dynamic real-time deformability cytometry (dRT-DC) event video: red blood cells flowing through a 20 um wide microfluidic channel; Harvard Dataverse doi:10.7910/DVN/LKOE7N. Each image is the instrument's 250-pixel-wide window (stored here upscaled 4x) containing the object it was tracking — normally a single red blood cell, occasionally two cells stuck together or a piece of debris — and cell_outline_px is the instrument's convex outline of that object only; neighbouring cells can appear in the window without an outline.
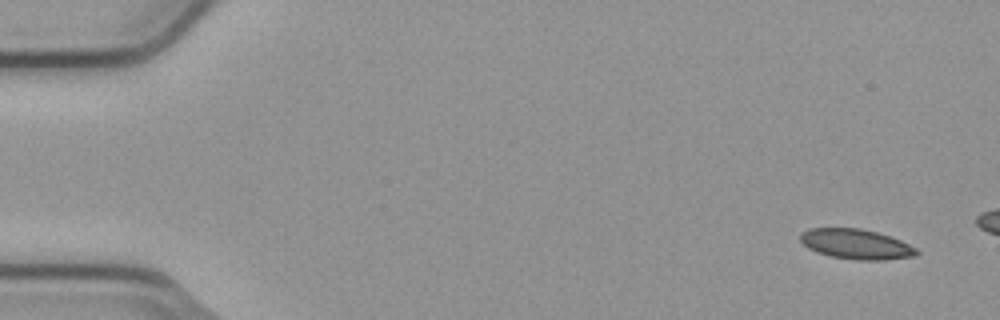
{"species": "common noctule bat (a hibernating species)", "species_latin": "Nyctalus noctula", "temperature_condition": "cold", "stored_images_in_passage": 4, "camera_frame_rate_fps": 3000, "um_per_image_px": 0.085, "animal": {"sex": "male", "body_mass_g": 23.1, "forearm_length_mm": 52.7}, "frame": {"image": 1, "passage_image": 1, "time_ms": 0.0, "image_size_px": [1000, 320], "cell_outline_px": [[920, 252], [916, 256], [884, 260], [860, 260], [832, 256], [816, 252], [808, 248], [800, 240], [800, 232], [808, 228], [860, 228], [876, 232], [900, 240], [916, 248]], "centroid_in_image_um": [72.76, 20.75], "position_along_channel_um": 12.2, "area_um2": 20.29}}